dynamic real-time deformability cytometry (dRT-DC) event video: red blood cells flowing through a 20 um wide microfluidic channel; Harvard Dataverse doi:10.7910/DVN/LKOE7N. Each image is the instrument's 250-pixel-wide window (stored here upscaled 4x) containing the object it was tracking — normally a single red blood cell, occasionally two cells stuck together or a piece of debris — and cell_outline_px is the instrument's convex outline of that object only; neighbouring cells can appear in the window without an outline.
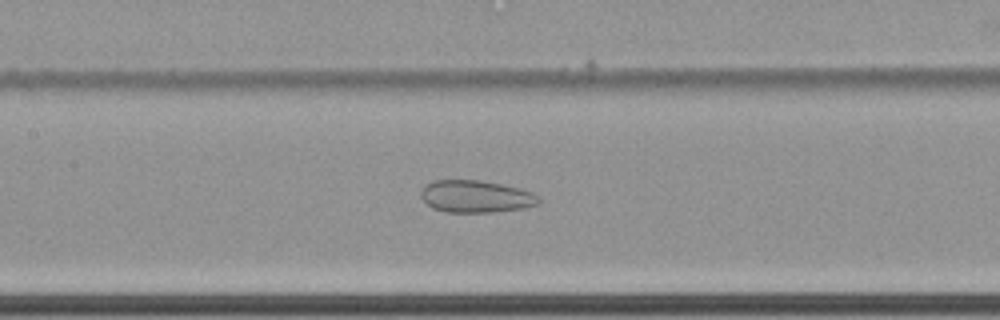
{"species": "common noctule bat (a hibernating species)", "species_latin": "Nyctalus noctula", "temperature_condition": "cold", "stored_images_in_passage": 65, "camera_frame_rate_fps": 3000, "um_per_image_px": 0.085, "animal": {"sex": "female", "body_mass_g": 22.7, "forearm_length_mm": 54.2}, "frame": {"image": 1, "passage_image": 34, "time_ms": 11.0, "image_size_px": [1000, 320], "cell_outline_px": [[540, 204], [524, 208], [492, 212], [444, 212], [432, 208], [420, 196], [420, 192], [432, 180], [480, 180], [520, 188], [532, 192], [540, 200]], "centroid_in_image_um": [40.45, 16.7], "position_along_channel_um": 166.9, "area_um2": 22.08}}
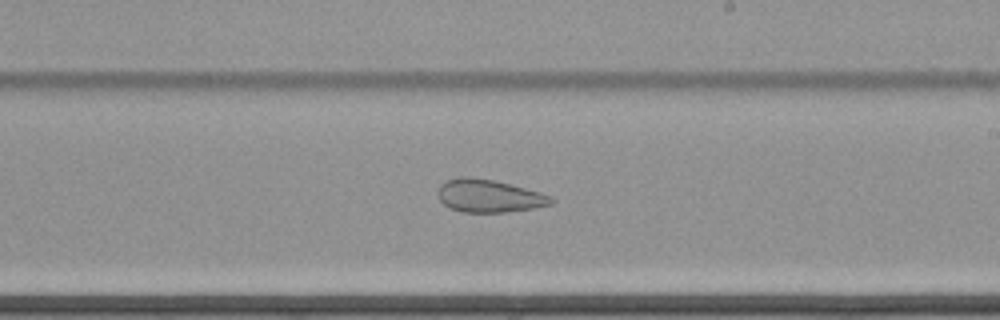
{"frame": {"image": 2, "passage_image": 41, "time_ms": 13.333, "image_size_px": [1000, 320], "cell_outline_px": [[556, 200], [552, 204], [532, 208], [504, 212], [460, 212], [444, 204], [440, 200], [436, 192], [440, 184], [444, 180], [460, 176], [464, 176], [492, 180], [540, 192], [552, 196]], "centroid_in_image_um": [41.53, 16.65], "position_along_channel_um": 247.5, "area_um2": 21.62}}
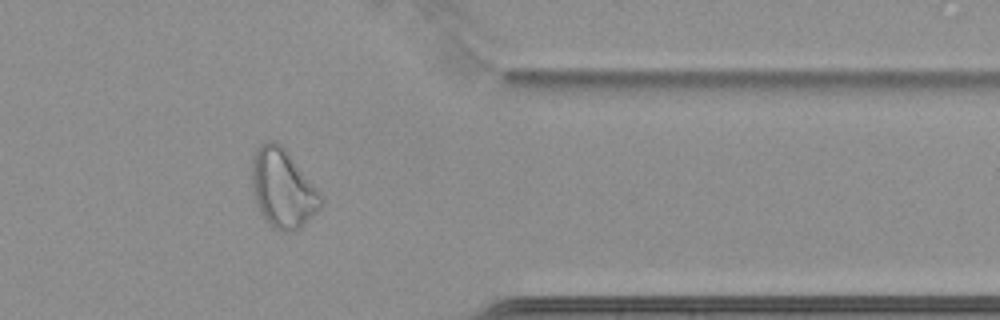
{"frame": {"image": 3, "passage_image": 54, "time_ms": 17.667, "image_size_px": [1000, 320], "cell_outline_px": [[324, 204], [300, 228], [288, 232], [280, 232], [272, 228], [268, 224], [260, 212], [256, 204], [252, 188], [252, 156], [256, 148], [264, 140], [276, 140], [288, 152], [320, 192], [324, 200]], "centroid_in_image_um": [24.02, 16.01], "position_along_channel_um": 387.4, "area_um2": 31.96}}